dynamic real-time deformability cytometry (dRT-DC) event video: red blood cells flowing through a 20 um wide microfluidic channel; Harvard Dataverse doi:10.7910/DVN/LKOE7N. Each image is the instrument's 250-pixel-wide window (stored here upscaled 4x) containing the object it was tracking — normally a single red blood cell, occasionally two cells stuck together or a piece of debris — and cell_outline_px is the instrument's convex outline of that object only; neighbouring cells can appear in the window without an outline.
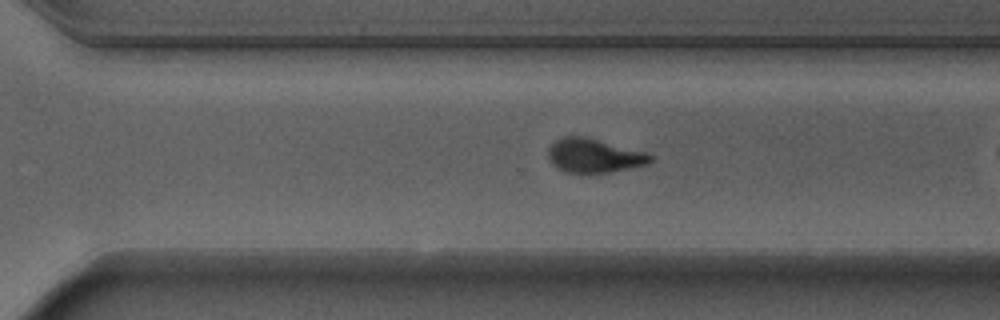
{"species": "Egyptian fruit bat (a non-hibernating species)", "species_latin": "Rousettus aegyptiacus", "temperature_condition": "warm", "stored_images_in_passage": 38, "camera_frame_rate_fps": 3000, "um_per_image_px": 0.085, "animal": {"sex": "male"}, "frame": {"image": 1, "passage_image": 33, "time_ms": 10.667, "image_size_px": [1000, 320], "cell_outline_px": [[652, 160], [648, 164], [612, 172], [564, 172], [556, 168], [552, 164], [548, 156], [548, 148], [556, 140], [564, 136], [588, 136], [644, 152], [652, 156]], "centroid_in_image_um": [50.47, 13.22], "position_along_channel_um": 320.1, "area_um2": 20.23}}